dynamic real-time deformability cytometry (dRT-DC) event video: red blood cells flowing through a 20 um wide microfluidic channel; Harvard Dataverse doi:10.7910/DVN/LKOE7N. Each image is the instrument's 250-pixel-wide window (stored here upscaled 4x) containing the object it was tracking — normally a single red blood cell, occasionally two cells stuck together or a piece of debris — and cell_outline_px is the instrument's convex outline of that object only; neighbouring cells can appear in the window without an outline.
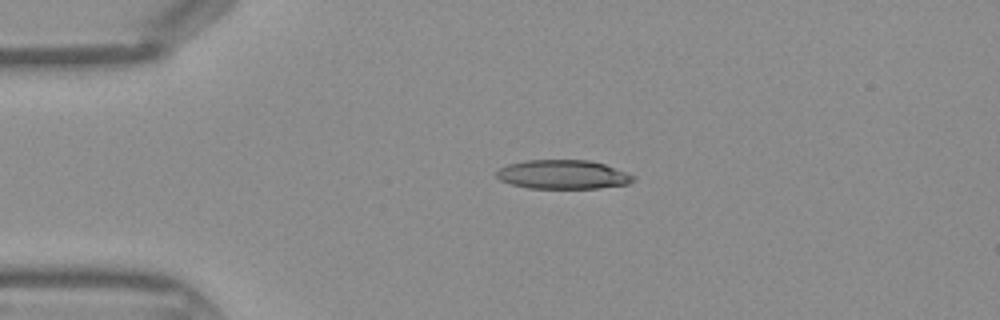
{"species": "Egyptian fruit bat (a non-hibernating species)", "species_latin": "Rousettus aegyptiacus", "temperature_condition": "warm", "stored_images_in_passage": 35, "camera_frame_rate_fps": 3000, "um_per_image_px": 0.085, "frame": {"image": 1, "passage_image": 1, "time_ms": 0.0, "image_size_px": [1000, 320], "cell_outline_px": [[636, 176], [628, 184], [600, 188], [528, 188], [512, 184], [500, 180], [496, 176], [496, 172], [500, 168], [508, 164], [524, 160], [588, 160], [604, 164]], "centroid_in_image_um": [47.83, 14.83], "position_along_channel_um": 37.2, "area_um2": 23.0}}
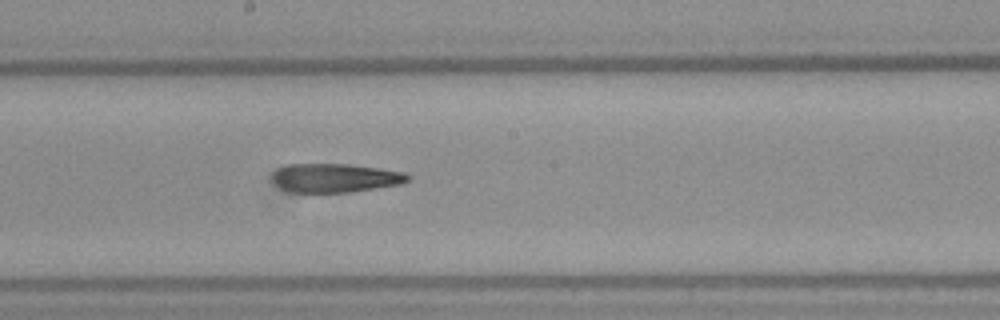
{"frame": {"image": 2, "passage_image": 15, "time_ms": 4.667, "image_size_px": [1000, 320], "cell_outline_px": [[412, 176], [404, 184], [352, 192], [292, 192], [280, 188], [272, 180], [272, 176], [280, 168], [288, 164], [348, 164], [404, 172]], "centroid_in_image_um": [28.53, 15.13], "position_along_channel_um": 219.7, "area_um2": 22.72}}
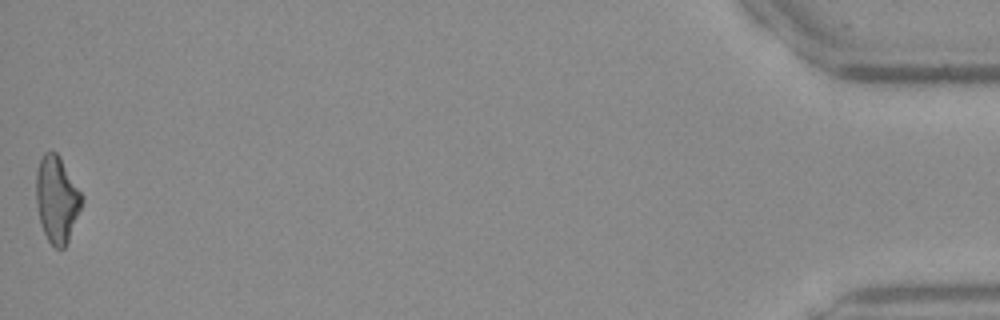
{"frame": {"image": 3, "passage_image": 35, "time_ms": 11.333, "image_size_px": [1000, 320], "cell_outline_px": [[84, 200], [68, 240], [64, 248], [56, 248], [48, 240], [40, 224], [36, 204], [36, 172], [40, 160], [44, 152], [56, 152], [60, 156], [84, 196]], "centroid_in_image_um": [4.83, 16.92], "position_along_channel_um": 430.4, "area_um2": 23.06}}